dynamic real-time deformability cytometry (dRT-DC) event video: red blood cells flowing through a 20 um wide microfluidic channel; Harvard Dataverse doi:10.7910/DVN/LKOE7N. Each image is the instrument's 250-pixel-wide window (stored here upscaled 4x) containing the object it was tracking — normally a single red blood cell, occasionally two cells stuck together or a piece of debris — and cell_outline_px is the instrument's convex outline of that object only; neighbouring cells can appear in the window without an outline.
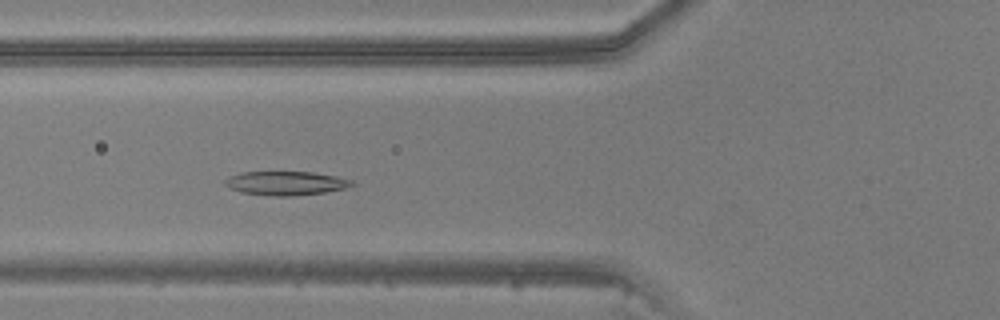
{"species": "common noctule bat (a hibernating species)", "species_latin": "Nyctalus noctula", "temperature_condition": "warm", "stored_images_in_passage": 44, "segment_of_instrument_passage": [1, 2], "camera_frame_rate_fps": 3000, "um_per_image_px": 0.085, "animal": {"sex": "male", "body_mass_g": 20.5, "forearm_length_mm": 52.5}, "frame": {"image": 1, "passage_image": 14, "time_ms": 4.333, "image_size_px": [1000, 320], "cell_outline_px": [[356, 184], [344, 188], [324, 192], [288, 196], [272, 196], [244, 192], [228, 188], [224, 184], [224, 180], [228, 176], [240, 172], [312, 172], [336, 176], [352, 180]], "centroid_in_image_um": [24.26, 15.56], "position_along_channel_um": 101.5, "area_um2": 17.57}}
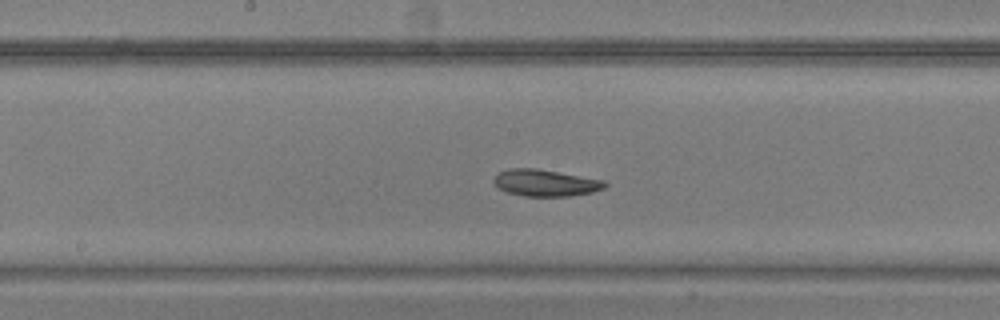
{"frame": {"image": 2, "passage_image": 21, "time_ms": 6.667, "image_size_px": [1000, 320], "cell_outline_px": [[608, 184], [604, 188], [592, 192], [572, 196], [524, 196], [508, 192], [500, 188], [492, 180], [500, 172], [508, 168], [536, 168], [604, 180]], "centroid_in_image_um": [46.39, 15.54], "position_along_channel_um": 201.8, "area_um2": 17.17}}
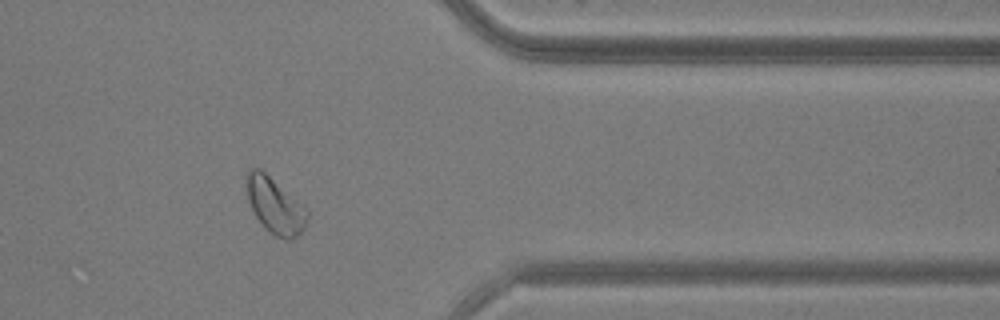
{"frame": {"image": 3, "passage_image": 35, "time_ms": 11.333, "image_size_px": [1000, 320], "cell_outline_px": [[308, 216], [304, 228], [292, 240], [288, 240], [276, 236], [264, 228], [256, 216], [248, 200], [248, 168], [260, 168], [308, 208]], "centroid_in_image_um": [23.41, 17.49], "position_along_channel_um": 388.0, "area_um2": 19.48}}